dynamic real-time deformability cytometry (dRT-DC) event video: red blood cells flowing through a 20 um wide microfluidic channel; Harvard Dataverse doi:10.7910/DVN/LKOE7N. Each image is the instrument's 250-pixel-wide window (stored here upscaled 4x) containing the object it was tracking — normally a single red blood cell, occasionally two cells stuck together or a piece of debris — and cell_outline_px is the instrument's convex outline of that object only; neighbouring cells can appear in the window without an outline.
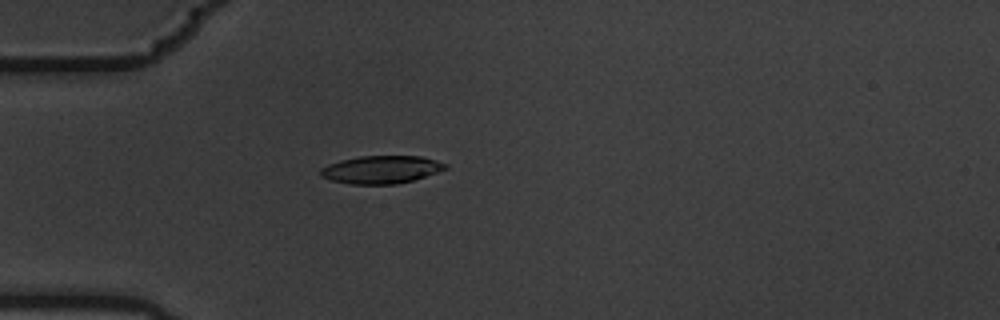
{"species": "common noctule bat (a hibernating species)", "species_latin": "Nyctalus noctula", "temperature_condition": "warm", "stored_images_in_passage": 6, "camera_frame_rate_fps": 3000, "um_per_image_px": 0.085, "animal": {"sex": "male", "body_mass_g": 19.5, "forearm_length_mm": 54.6}, "frame": {"image": 1, "passage_image": 5, "time_ms": 1.333, "image_size_px": [1000, 320], "cell_outline_px": [[448, 168], [412, 180], [396, 184], [352, 184], [332, 180], [320, 176], [320, 168], [328, 164], [340, 160], [360, 156], [424, 156], [448, 164]], "centroid_in_image_um": [32.4, 14.4], "position_along_channel_um": 52.6, "area_um2": 20.17}}